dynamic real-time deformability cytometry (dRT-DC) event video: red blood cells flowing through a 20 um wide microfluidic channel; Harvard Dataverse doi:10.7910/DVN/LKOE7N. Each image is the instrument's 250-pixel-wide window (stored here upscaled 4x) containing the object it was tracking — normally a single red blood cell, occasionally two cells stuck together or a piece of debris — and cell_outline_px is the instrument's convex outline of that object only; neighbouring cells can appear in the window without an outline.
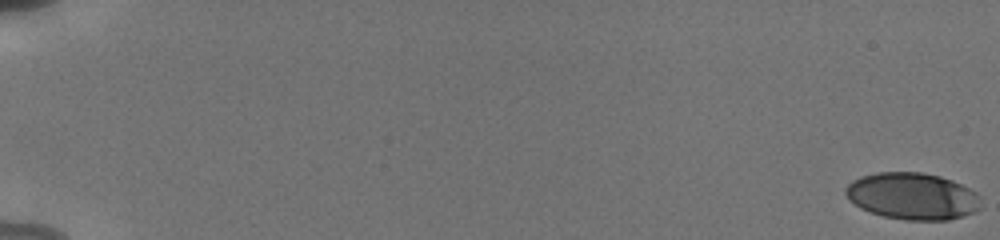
{"species": "human", "species_latin": "Homo sapiens", "temperature_condition": "cold", "stored_images_in_passage": 55, "camera_frame_rate_fps": 3000, "um_per_image_px": 0.085, "donor": {"sex": "male"}, "frame": {"image": 1, "passage_image": 1, "time_ms": 0.0, "image_size_px": [1000, 240], "cell_outline_px": [[980, 208], [976, 212], [948, 220], [904, 220], [884, 216], [860, 208], [848, 200], [844, 192], [844, 188], [852, 180], [860, 176], [876, 172], [924, 172], [940, 176], [952, 180], [976, 192], [980, 196]], "centroid_in_image_um": [77.54, 16.67], "position_along_channel_um": 7.5, "area_um2": 37.22}}
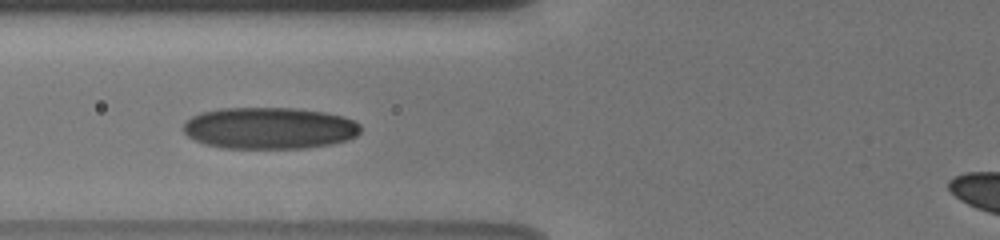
{"frame": {"image": 2, "passage_image": 25, "time_ms": 8.0, "image_size_px": [1000, 240], "cell_outline_px": [[360, 132], [356, 136], [348, 140], [332, 144], [304, 148], [220, 148], [204, 144], [188, 136], [184, 132], [184, 124], [192, 116], [200, 112], [220, 108], [300, 108], [324, 112], [344, 116], [360, 124]], "centroid_in_image_um": [22.91, 10.89], "position_along_channel_um": 102.9, "area_um2": 43.29}}
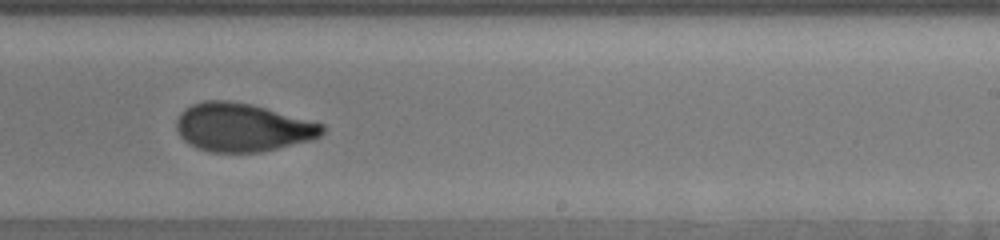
{"frame": {"image": 3, "passage_image": 38, "time_ms": 12.333, "image_size_px": [1000, 240], "cell_outline_px": [[324, 132], [320, 136], [312, 140], [260, 152], [208, 152], [196, 148], [188, 144], [180, 136], [176, 128], [176, 120], [180, 112], [184, 108], [192, 104], [204, 100], [228, 100], [252, 104], [324, 124]], "centroid_in_image_um": [20.58, 10.82], "position_along_channel_um": 268.4, "area_um2": 41.33}}